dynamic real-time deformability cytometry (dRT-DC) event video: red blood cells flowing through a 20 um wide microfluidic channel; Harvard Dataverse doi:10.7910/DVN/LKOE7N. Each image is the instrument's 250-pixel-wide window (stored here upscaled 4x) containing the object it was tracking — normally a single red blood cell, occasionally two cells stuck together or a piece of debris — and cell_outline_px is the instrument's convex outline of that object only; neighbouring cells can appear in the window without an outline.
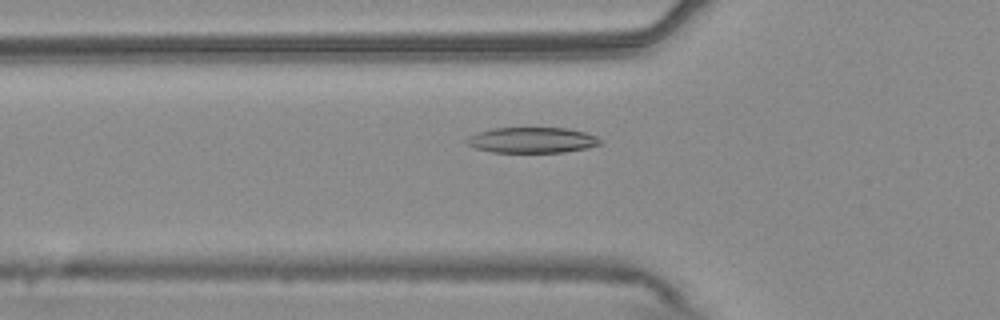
{"species": "common noctule bat (a hibernating species)", "species_latin": "Nyctalus noctula", "temperature_condition": "warm", "stored_images_in_passage": 54, "camera_frame_rate_fps": 3000, "um_per_image_px": 0.085, "animal": {"sex": "male", "body_mass_g": 20.4}, "frame": {"image": 1, "passage_image": 19, "time_ms": 6.0, "image_size_px": [1000, 320], "cell_outline_px": [[600, 144], [588, 148], [564, 152], [492, 152], [476, 148], [468, 144], [464, 140], [468, 136], [492, 128], [568, 128], [584, 132], [596, 136], [600, 140]], "centroid_in_image_um": [45.22, 11.91], "position_along_channel_um": 80.6, "area_um2": 19.83}}
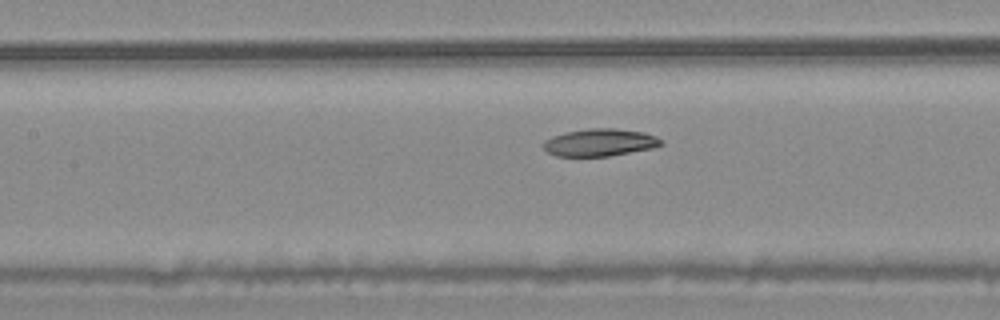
{"frame": {"image": 2, "passage_image": 25, "time_ms": 8.0, "image_size_px": [1000, 320], "cell_outline_px": [[664, 144], [652, 148], [608, 156], [556, 156], [548, 152], [540, 144], [544, 140], [552, 136], [564, 132], [588, 128], [616, 128], [644, 132], [656, 136]], "centroid_in_image_um": [50.94, 12.1], "position_along_channel_um": 156.5, "area_um2": 18.9}}
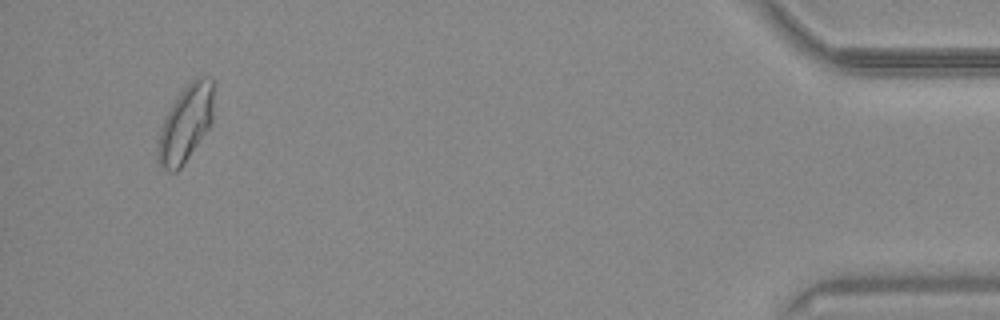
{"frame": {"image": 3, "passage_image": 52, "time_ms": 17.0, "image_size_px": [1000, 320], "cell_outline_px": [[212, 124], [184, 164], [176, 172], [168, 172], [160, 168], [156, 160], [156, 148], [160, 132], [164, 120], [172, 104], [180, 92], [196, 76], [204, 76], [212, 80]], "centroid_in_image_um": [15.75, 10.58], "position_along_channel_um": 419.5, "area_um2": 24.91}, "authors_computed_cell_mechanics": {"area_um2": 20.8369, "velocity_mm_per_s": 3.7498, "shape_relaxation_time_tau1_ms": 5.028, "shape_relaxation_time_tau2_ms": 7.3562, "deformation_change_tau1": 0.1396, "deformation_change_tau2": 0.1354}}